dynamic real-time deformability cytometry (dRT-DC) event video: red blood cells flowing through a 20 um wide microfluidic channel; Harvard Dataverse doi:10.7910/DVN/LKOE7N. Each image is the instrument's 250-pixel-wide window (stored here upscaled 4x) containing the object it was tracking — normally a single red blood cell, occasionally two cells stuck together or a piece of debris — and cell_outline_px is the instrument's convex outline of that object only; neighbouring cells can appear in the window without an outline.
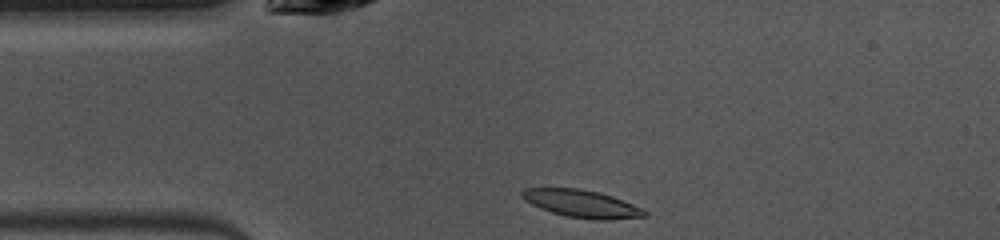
{"species": "common noctule bat (a hibernating species)", "species_latin": "Nyctalus noctula", "temperature_condition": "warm", "stored_images_in_passage": 40, "camera_frame_rate_fps": 3000, "um_per_image_px": 0.085, "animal": {"sex": "female", "body_mass_g": 10.0, "forearm_length_mm": 53.1}, "frame": {"image": 1, "passage_image": 1, "time_ms": 0.0, "image_size_px": [1000, 240], "cell_outline_px": [[648, 216], [612, 220], [592, 220], [564, 216], [540, 208], [524, 200], [520, 196], [520, 192], [524, 188], [580, 188], [600, 192], [612, 196], [644, 208], [648, 212]], "centroid_in_image_um": [49.48, 17.32], "position_along_channel_um": 35.5, "area_um2": 20.06}}
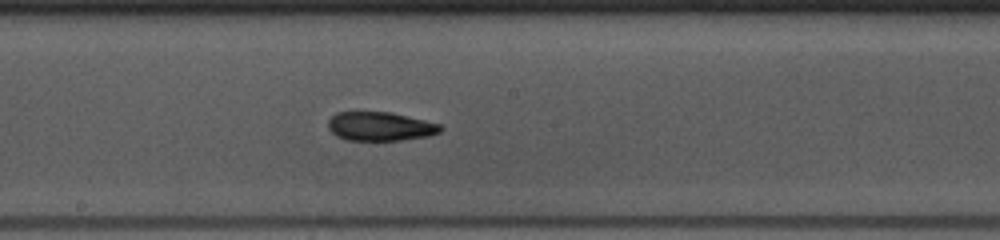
{"frame": {"image": 2, "passage_image": 16, "time_ms": 5.0, "image_size_px": [1000, 240], "cell_outline_px": [[444, 128], [440, 132], [428, 136], [400, 140], [344, 140], [336, 136], [328, 128], [328, 120], [336, 112], [388, 112], [424, 120], [440, 124]], "centroid_in_image_um": [32.29, 10.75], "position_along_channel_um": 215.9, "area_um2": 18.84}}
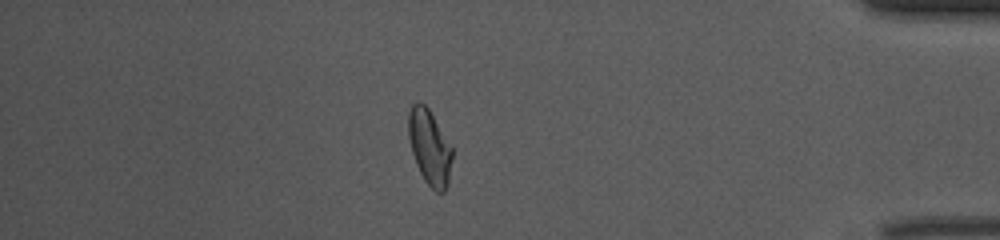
{"frame": {"image": 3, "passage_image": 33, "time_ms": 10.667, "image_size_px": [1000, 240], "cell_outline_px": [[452, 160], [448, 184], [444, 192], [436, 192], [424, 180], [416, 164], [412, 152], [408, 136], [408, 112], [412, 104], [416, 100], [420, 100], [428, 108], [452, 144]], "centroid_in_image_um": [36.52, 12.48], "position_along_channel_um": 398.7, "area_um2": 19.48}, "authors_computed_cell_mechanics": {"area_um2": 19.2763, "velocity_mm_per_s": 3.9887, "shape_relaxation_time_tau1_ms": 10.2267, "shape_relaxation_time_tau2_ms": 5.1125, "deformation_change_tau1": 0.2493, "deformation_change_tau2": 0.1344}}